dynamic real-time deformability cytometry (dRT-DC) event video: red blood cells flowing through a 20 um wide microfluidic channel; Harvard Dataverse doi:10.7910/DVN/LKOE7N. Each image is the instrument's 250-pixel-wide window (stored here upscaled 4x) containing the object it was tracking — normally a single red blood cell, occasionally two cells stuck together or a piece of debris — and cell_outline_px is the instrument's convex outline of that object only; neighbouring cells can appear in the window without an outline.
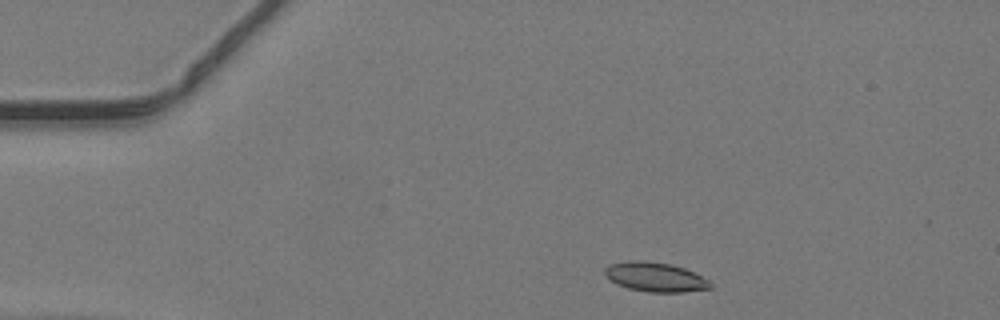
{"species": "common noctule bat (a hibernating species)", "species_latin": "Nyctalus noctula", "temperature_condition": "warm", "stored_images_in_passage": 41, "camera_frame_rate_fps": 3000, "um_per_image_px": 0.085, "animal": {"sex": "male", "body_mass_g": 19.2, "forearm_length_mm": 51.8}, "frame": {"image": 1, "passage_image": 2, "time_ms": 0.333, "image_size_px": [1000, 320], "cell_outline_px": [[712, 288], [684, 292], [648, 292], [628, 288], [616, 284], [604, 272], [604, 268], [612, 264], [628, 260], [644, 260], [672, 264], [696, 272], [708, 280], [712, 284]], "centroid_in_image_um": [55.74, 23.54], "position_along_channel_um": 29.3, "area_um2": 18.15}}
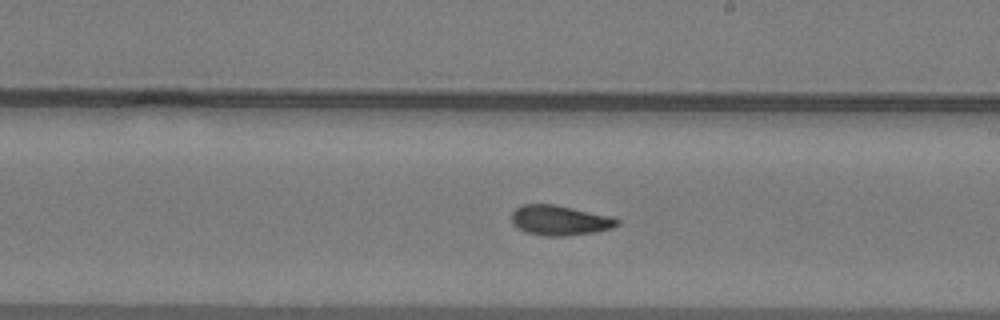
{"frame": {"image": 2, "passage_image": 21, "time_ms": 6.667, "image_size_px": [1000, 320], "cell_outline_px": [[620, 224], [612, 228], [596, 232], [564, 236], [544, 236], [528, 232], [516, 228], [512, 224], [512, 212], [516, 208], [524, 204], [552, 204], [612, 216], [620, 220]], "centroid_in_image_um": [47.59, 18.73], "position_along_channel_um": 241.4, "area_um2": 18.5}}
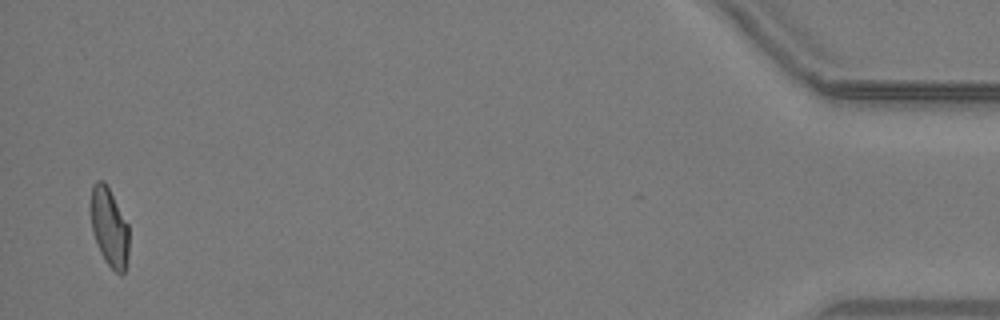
{"frame": {"image": 3, "passage_image": 40, "time_ms": 13.0, "image_size_px": [1000, 320], "cell_outline_px": [[128, 256], [124, 272], [120, 276], [104, 260], [100, 252], [92, 232], [92, 184], [96, 180], [104, 180], [128, 224]], "centroid_in_image_um": [9.3, 19.34], "position_along_channel_um": 425.9, "area_um2": 17.22}}